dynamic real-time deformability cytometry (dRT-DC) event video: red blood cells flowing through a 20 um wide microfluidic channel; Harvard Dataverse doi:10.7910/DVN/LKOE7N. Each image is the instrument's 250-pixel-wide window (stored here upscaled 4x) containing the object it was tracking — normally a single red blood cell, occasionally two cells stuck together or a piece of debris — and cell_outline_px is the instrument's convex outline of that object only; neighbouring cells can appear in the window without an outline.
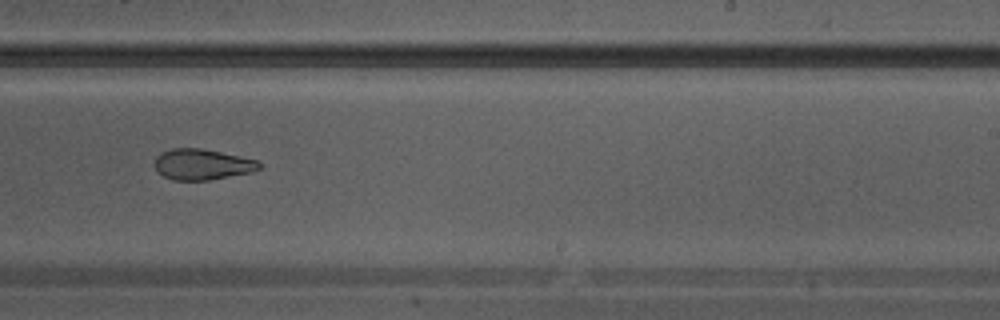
{"species": "Egyptian fruit bat (a non-hibernating species)", "species_latin": "Rousettus aegyptiacus", "temperature_condition": "warm", "stored_images_in_passage": 27, "camera_frame_rate_fps": 3000, "um_per_image_px": 0.085, "animal": {"sex": "male"}, "frame": {"image": 1, "passage_image": 16, "time_ms": 5.0, "image_size_px": [1000, 320], "cell_outline_px": [[260, 168], [252, 172], [208, 180], [172, 180], [156, 172], [152, 164], [156, 156], [160, 152], [172, 148], [200, 148], [240, 156], [256, 160], [260, 164]], "centroid_in_image_um": [17.1, 13.97], "position_along_channel_um": 271.9, "area_um2": 18.9}}